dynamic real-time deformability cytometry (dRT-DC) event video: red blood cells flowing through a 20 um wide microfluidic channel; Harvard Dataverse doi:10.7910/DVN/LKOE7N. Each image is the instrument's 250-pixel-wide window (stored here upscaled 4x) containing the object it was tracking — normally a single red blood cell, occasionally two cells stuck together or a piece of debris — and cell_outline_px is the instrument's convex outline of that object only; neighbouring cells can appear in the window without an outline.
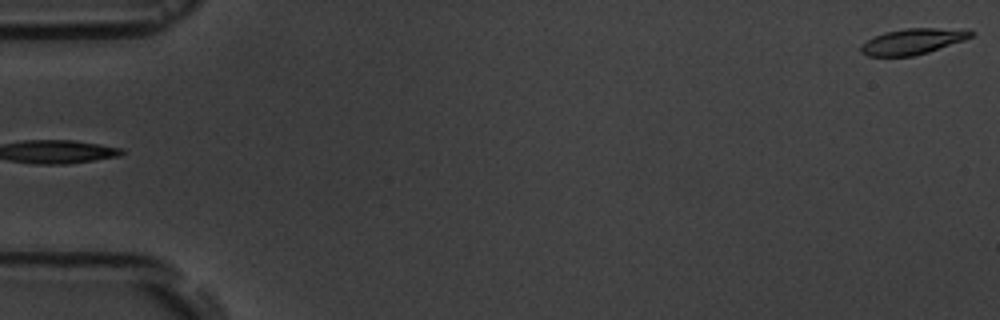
{"species": "common noctule bat (a hibernating species)", "species_latin": "Nyctalus noctula", "temperature_condition": "room temperature", "stored_images_in_passage": 3, "segment_of_instrument_passage": [2, 2], "camera_frame_rate_fps": 3000, "um_per_image_px": 0.085, "animal": {"sex": "male", "body_mass_g": 19.5, "forearm_length_mm": 54.6}, "frame": {"image": 1, "passage_image": 3, "time_ms": 2.333, "image_size_px": [1000, 320], "cell_outline_px": [[976, 32], [972, 36], [964, 40], [928, 52], [912, 56], [868, 56], [860, 52], [860, 44], [884, 32], [904, 28], [964, 28]], "centroid_in_image_um": [77.61, 3.5], "position_along_channel_um": 7.4, "area_um2": 16.65}}